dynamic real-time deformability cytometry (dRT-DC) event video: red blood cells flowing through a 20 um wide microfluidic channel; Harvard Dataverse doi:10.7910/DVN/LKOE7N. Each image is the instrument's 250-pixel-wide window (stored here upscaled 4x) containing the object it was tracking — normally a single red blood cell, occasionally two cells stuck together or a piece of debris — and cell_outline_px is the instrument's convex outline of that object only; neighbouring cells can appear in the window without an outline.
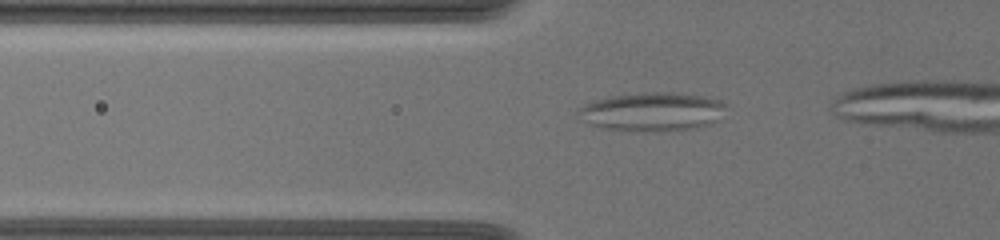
{"species": "common noctule bat (a hibernating species)", "species_latin": "Nyctalus noctula", "temperature_condition": "warm", "stored_images_in_passage": 43, "segment_of_instrument_passage": [1, 2], "camera_frame_rate_fps": 3000, "um_per_image_px": 0.085, "animal": {"sex": "female", "body_mass_g": 19.5, "forearm_length_mm": 54.1}, "frame": {"image": 1, "passage_image": 12, "time_ms": 3.667, "image_size_px": [1000, 240], "cell_outline_px": [[724, 104], [716, 120], [708, 124], [696, 128], [656, 132], [632, 132], [604, 128], [592, 124], [584, 120], [576, 112], [580, 108], [596, 100], [616, 96], [644, 92], [668, 92], [700, 96], [720, 100]], "centroid_in_image_um": [55.41, 9.52], "position_along_channel_um": 70.4, "area_um2": 32.71}}
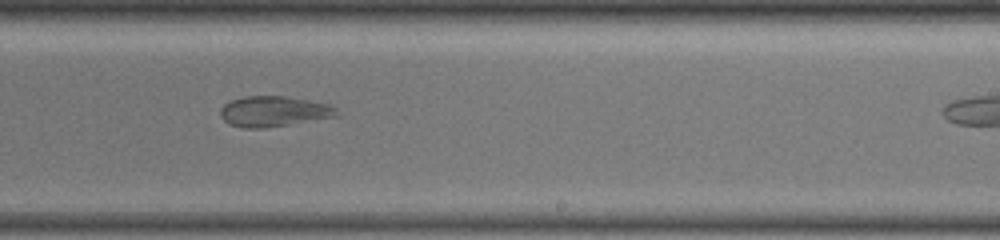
{"frame": {"image": 2, "passage_image": 29, "time_ms": 9.333, "image_size_px": [1000, 240], "cell_outline_px": [[340, 116], [264, 128], [244, 128], [228, 124], [220, 116], [220, 108], [224, 104], [232, 100], [244, 96], [284, 96], [332, 104], [340, 112]], "centroid_in_image_um": [23.3, 9.47], "position_along_channel_um": 265.7, "area_um2": 20.87}}
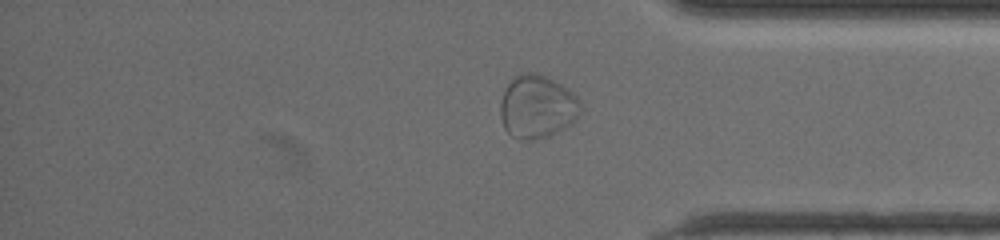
{"frame": {"image": 3, "passage_image": 40, "time_ms": 13.0, "image_size_px": [1000, 240], "cell_outline_px": [[580, 112], [576, 120], [572, 124], [548, 136], [536, 140], [520, 140], [512, 136], [504, 128], [500, 116], [500, 104], [504, 92], [508, 84], [520, 72], [536, 72], [568, 88], [576, 96], [580, 104]], "centroid_in_image_um": [45.65, 9.09], "position_along_channel_um": 389.6, "area_um2": 29.54}}